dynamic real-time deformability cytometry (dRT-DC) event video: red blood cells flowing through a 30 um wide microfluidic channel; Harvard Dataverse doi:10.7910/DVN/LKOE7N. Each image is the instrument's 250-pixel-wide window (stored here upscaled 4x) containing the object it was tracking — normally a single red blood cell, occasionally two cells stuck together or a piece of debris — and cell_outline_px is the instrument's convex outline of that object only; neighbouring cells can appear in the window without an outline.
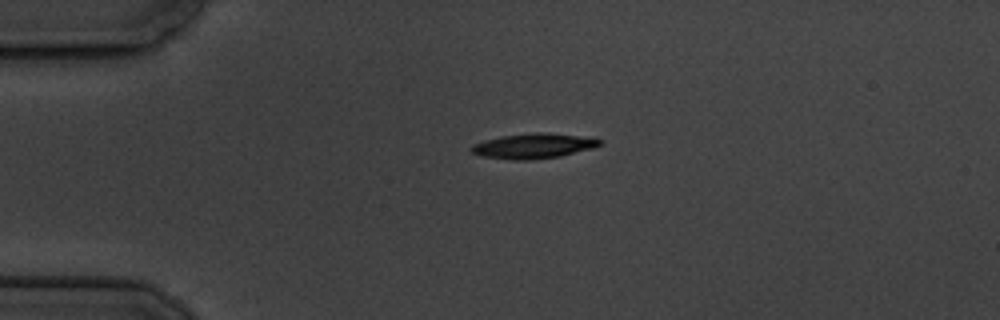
{"species": "common noctule bat (a hibernating species)", "species_latin": "Nyctalus noctula", "temperature_condition": "cold", "stored_images_in_passage": 2, "camera_frame_rate_fps": 3000, "um_per_image_px": 0.085, "animal": {"sex": "male", "body_mass_g": 19.5, "forearm_length_mm": 54.6}, "frame": {"image": 1, "passage_image": 1, "time_ms": 0.0, "image_size_px": [1000, 320], "cell_outline_px": [[600, 144], [592, 148], [560, 156], [528, 160], [516, 160], [484, 156], [472, 152], [472, 144], [484, 140], [500, 136], [536, 132], [548, 132], [576, 136], [600, 140]], "centroid_in_image_um": [45.29, 12.4], "position_along_channel_um": 39.7, "area_um2": 18.26}}